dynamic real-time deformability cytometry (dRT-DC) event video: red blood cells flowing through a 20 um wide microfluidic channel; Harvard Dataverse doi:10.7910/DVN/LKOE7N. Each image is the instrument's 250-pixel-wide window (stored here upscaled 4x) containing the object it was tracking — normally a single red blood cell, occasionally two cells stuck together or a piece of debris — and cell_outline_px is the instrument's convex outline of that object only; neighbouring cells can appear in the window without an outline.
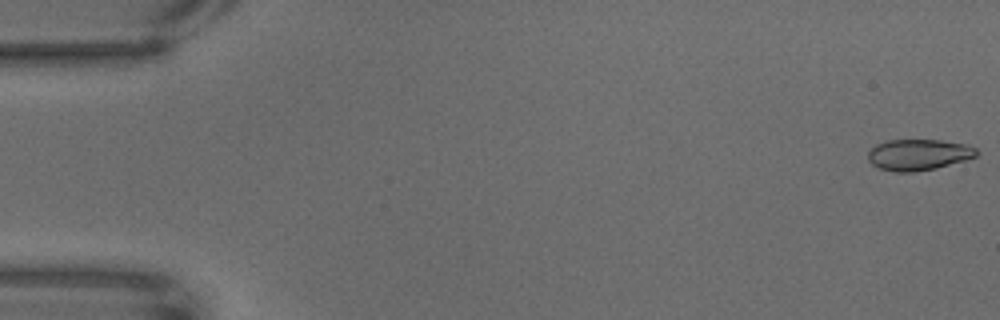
{"species": "common noctule bat (a hibernating species)", "species_latin": "Nyctalus noctula", "temperature_condition": "warm", "stored_images_in_passage": 67, "camera_frame_rate_fps": 3000, "um_per_image_px": 0.085, "animal": {"sex": "male", "body_mass_g": 18.8}, "frame": {"image": 1, "passage_image": 1, "time_ms": 0.0, "image_size_px": [1000, 320], "cell_outline_px": [[980, 152], [976, 156], [964, 160], [936, 168], [912, 172], [896, 172], [880, 168], [872, 164], [868, 160], [868, 152], [876, 144], [888, 140], [940, 140], [964, 144], [976, 148]], "centroid_in_image_um": [78.06, 13.14], "position_along_channel_um": 6.9, "area_um2": 19.54}}
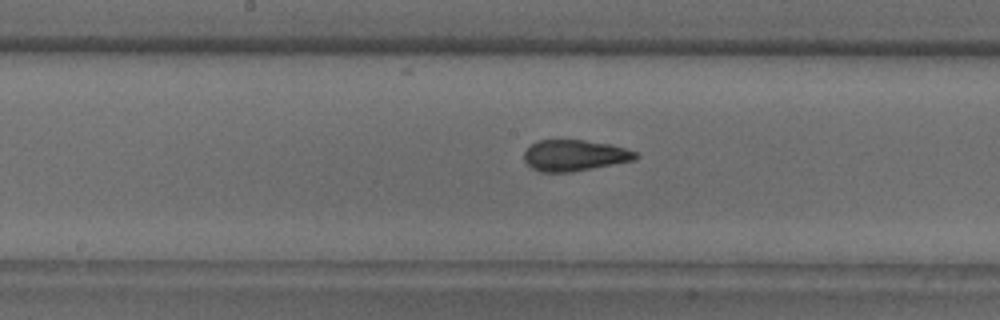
{"frame": {"image": 2, "passage_image": 34, "time_ms": 11.0, "image_size_px": [1000, 320], "cell_outline_px": [[640, 156], [636, 160], [572, 172], [540, 172], [532, 168], [524, 160], [524, 152], [532, 144], [540, 140], [584, 140], [612, 144], [636, 152]], "centroid_in_image_um": [48.87, 13.21], "position_along_channel_um": 199.3, "area_um2": 20.29}}
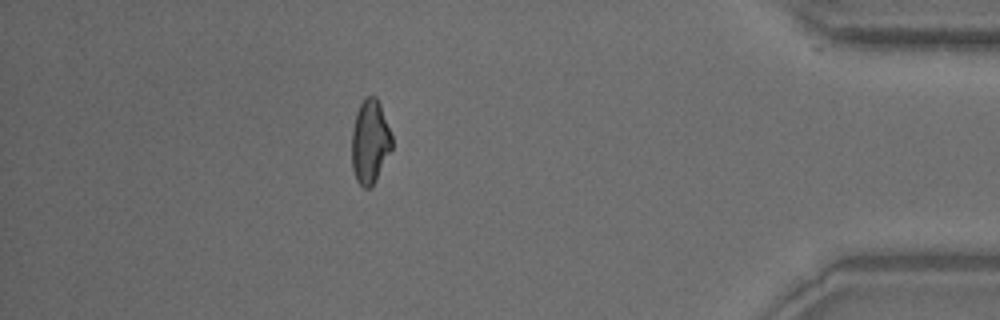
{"frame": {"image": 3, "passage_image": 58, "time_ms": 19.0, "image_size_px": [1000, 320], "cell_outline_px": [[392, 148], [376, 180], [368, 188], [364, 188], [356, 180], [352, 168], [352, 128], [356, 112], [360, 104], [368, 96], [376, 96], [380, 104], [392, 136]], "centroid_in_image_um": [31.44, 12.04], "position_along_channel_um": 403.8, "area_um2": 19.48}}